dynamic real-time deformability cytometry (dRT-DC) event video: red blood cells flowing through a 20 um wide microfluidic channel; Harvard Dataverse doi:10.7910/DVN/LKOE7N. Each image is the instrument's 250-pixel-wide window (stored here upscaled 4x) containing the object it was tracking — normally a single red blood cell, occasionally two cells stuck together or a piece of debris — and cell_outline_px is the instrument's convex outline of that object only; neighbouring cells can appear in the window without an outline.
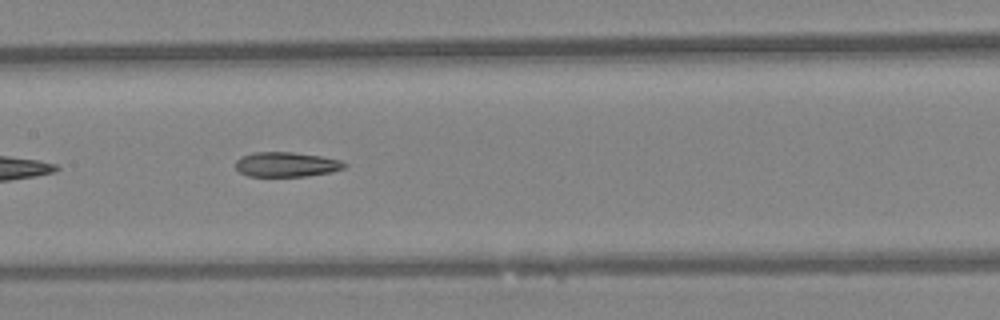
{"species": "Egyptian fruit bat (a non-hibernating species)", "species_latin": "Rousettus aegyptiacus", "temperature_condition": "warm", "stored_images_in_passage": 34, "camera_frame_rate_fps": 3000, "um_per_image_px": 0.085, "animal": {"sex": "female"}, "frame": {"image": 1, "passage_image": 10, "time_ms": 3.0, "image_size_px": [1000, 320], "cell_outline_px": [[348, 164], [344, 168], [332, 172], [308, 176], [248, 176], [240, 172], [236, 168], [236, 160], [240, 156], [252, 152], [292, 152], [320, 156], [340, 160]], "centroid_in_image_um": [24.34, 13.97], "position_along_channel_um": 183.1, "area_um2": 15.78}, "authors_computed_cell_mechanics": {"area_um2": 16.2996, "velocity_mm_per_s": 4.3765, "shape_relaxation_time_tau1_ms": null, "shape_relaxation_time_tau2_ms": 9.0836, "deformation_change_tau1": null, "deformation_change_tau2": 0.2063}}